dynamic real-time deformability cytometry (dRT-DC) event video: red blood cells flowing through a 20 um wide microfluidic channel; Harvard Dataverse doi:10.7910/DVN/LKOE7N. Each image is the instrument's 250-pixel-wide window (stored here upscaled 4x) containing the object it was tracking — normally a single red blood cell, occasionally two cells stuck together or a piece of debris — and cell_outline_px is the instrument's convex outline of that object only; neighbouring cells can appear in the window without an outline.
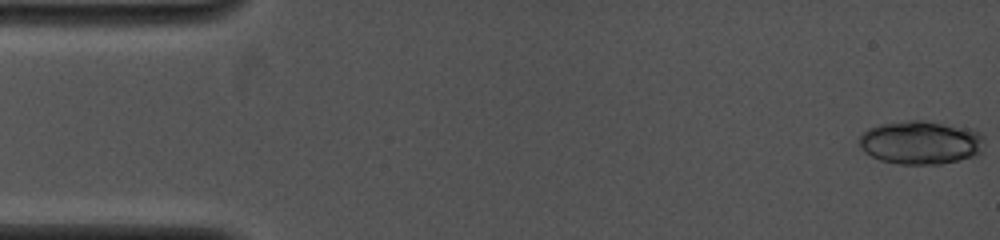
{"species": "common noctule bat (a hibernating species)", "species_latin": "Nyctalus noctula", "temperature_condition": "cold", "stored_images_in_passage": 20, "camera_frame_rate_fps": 4000, "um_per_image_px": 0.085, "animal": {"sex": "female", "body_mass_g": 19.0, "forearm_length_mm": 53.3}, "frame": {"image": 1, "passage_image": 1, "time_ms": 0.0, "image_size_px": [1000, 240], "cell_outline_px": [[984, 140], [980, 152], [976, 156], [960, 160], [940, 164], [900, 164], [880, 160], [864, 152], [860, 148], [860, 136], [868, 128], [880, 124], [908, 120], [924, 120], [972, 128], [980, 132], [984, 136]], "centroid_in_image_um": [78.29, 12.1], "position_along_channel_um": 6.7, "area_um2": 32.02}}
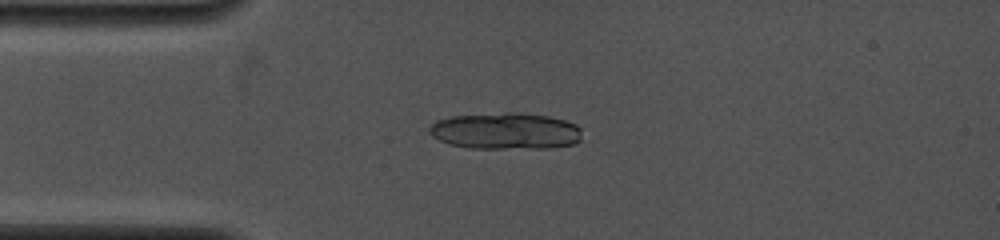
{"frame": {"image": 2, "passage_image": 17, "time_ms": 3.5, "image_size_px": [1000, 240], "cell_outline_px": [[580, 140], [576, 144], [552, 148], [468, 148], [448, 144], [432, 136], [428, 132], [428, 128], [436, 120], [452, 116], [512, 112], [516, 112], [548, 116], [564, 120], [576, 124], [580, 128]], "centroid_in_image_um": [42.97, 11.14], "position_along_channel_um": 42.0, "area_um2": 32.71}}